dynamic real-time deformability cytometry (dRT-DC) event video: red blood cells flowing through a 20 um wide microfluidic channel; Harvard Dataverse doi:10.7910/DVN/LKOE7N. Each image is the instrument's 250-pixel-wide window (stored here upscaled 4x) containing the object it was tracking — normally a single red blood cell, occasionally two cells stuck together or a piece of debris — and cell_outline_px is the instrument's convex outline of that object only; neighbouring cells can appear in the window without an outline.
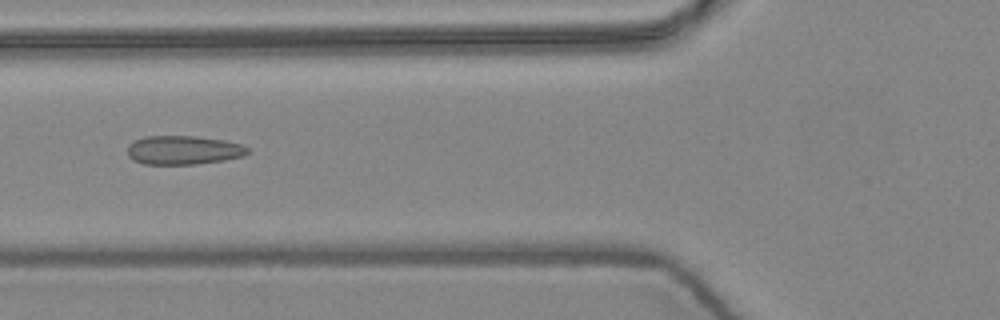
{"species": "common noctule bat (a hibernating species)", "species_latin": "Nyctalus noctula", "temperature_condition": "warm", "stored_images_in_passage": 6, "camera_frame_rate_fps": 3000, "um_per_image_px": 0.085, "animal": {"sex": "female", "body_mass_g": 24.6, "forearm_length_mm": 56.2}, "frame": {"image": 1, "passage_image": 6, "time_ms": 1.667, "image_size_px": [1000, 320], "cell_outline_px": [[248, 152], [244, 156], [224, 160], [196, 164], [144, 164], [132, 160], [128, 156], [128, 144], [144, 136], [196, 136], [224, 140], [240, 144], [248, 148]], "centroid_in_image_um": [15.57, 12.76], "position_along_channel_um": 110.2, "area_um2": 20.23}}